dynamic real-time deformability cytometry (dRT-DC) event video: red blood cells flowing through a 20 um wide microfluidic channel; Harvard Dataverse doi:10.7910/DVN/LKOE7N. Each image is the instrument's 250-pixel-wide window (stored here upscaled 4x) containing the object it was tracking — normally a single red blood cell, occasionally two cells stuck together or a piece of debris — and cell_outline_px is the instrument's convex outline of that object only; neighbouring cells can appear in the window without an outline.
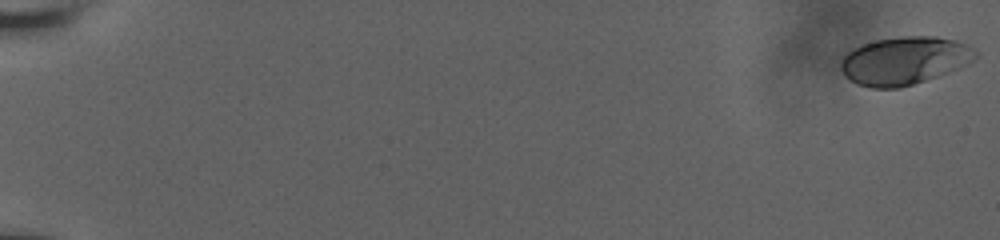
{"species": "human", "species_latin": "Homo sapiens", "temperature_condition": "room temperature", "stored_images_in_passage": 65, "camera_frame_rate_fps": 3000, "um_per_image_px": 0.085, "donor": {"sex": "male"}, "frame": {"image": 1, "passage_image": 1, "time_ms": 0.0, "image_size_px": [1000, 240], "cell_outline_px": [[976, 56], [972, 60], [948, 72], [900, 88], [872, 88], [856, 84], [844, 76], [840, 68], [840, 64], [844, 56], [848, 52], [860, 44], [876, 40], [900, 36], [936, 36], [956, 40], [968, 44], [976, 52]], "centroid_in_image_um": [76.82, 5.14], "position_along_channel_um": 8.2, "area_um2": 37.45}}
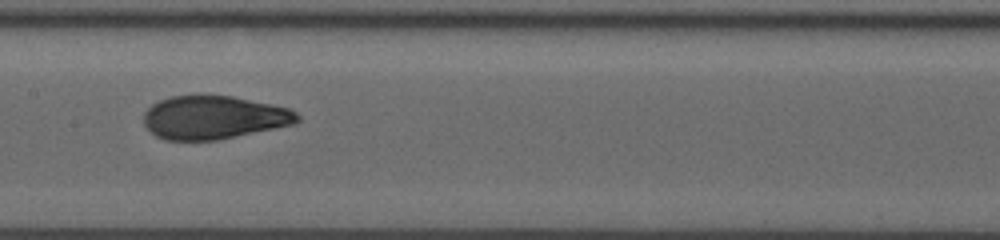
{"frame": {"image": 2, "passage_image": 34, "time_ms": 10.667, "image_size_px": [1000, 240], "cell_outline_px": [[300, 120], [296, 124], [216, 140], [168, 140], [156, 136], [144, 124], [144, 112], [152, 104], [160, 100], [172, 96], [200, 92], [204, 92], [232, 96], [288, 108], [296, 112], [300, 116]], "centroid_in_image_um": [18.16, 9.94], "position_along_channel_um": 189.2, "area_um2": 39.36}}
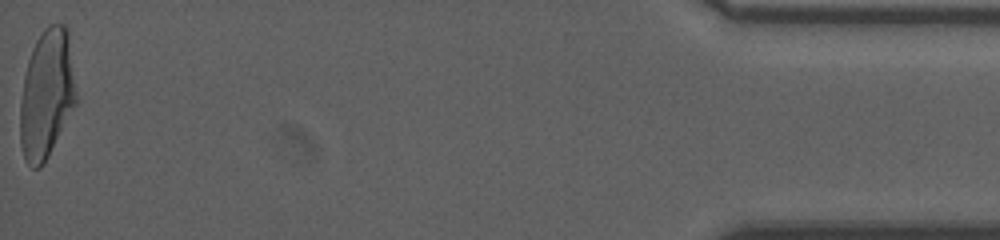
{"frame": {"image": 3, "passage_image": 65, "time_ms": 19.333, "image_size_px": [1000, 240], "cell_outline_px": [[76, 104], [44, 164], [40, 168], [32, 168], [24, 160], [20, 144], [20, 104], [24, 76], [28, 60], [32, 48], [36, 40], [44, 28], [48, 24], [64, 24], [68, 28], [76, 92]], "centroid_in_image_um": [3.96, 8.01], "position_along_channel_um": 431.2, "area_um2": 42.25}, "authors_computed_cell_mechanics": {"area_um2": 38.8994, "velocity_mm_per_s": 3.7831, "shape_relaxation_time_tau1_ms": 7.4592, "shape_relaxation_time_tau2_ms": 0.7874, "deformation_change_tau1": 0.243, "deformation_change_tau2": 0.0672}}